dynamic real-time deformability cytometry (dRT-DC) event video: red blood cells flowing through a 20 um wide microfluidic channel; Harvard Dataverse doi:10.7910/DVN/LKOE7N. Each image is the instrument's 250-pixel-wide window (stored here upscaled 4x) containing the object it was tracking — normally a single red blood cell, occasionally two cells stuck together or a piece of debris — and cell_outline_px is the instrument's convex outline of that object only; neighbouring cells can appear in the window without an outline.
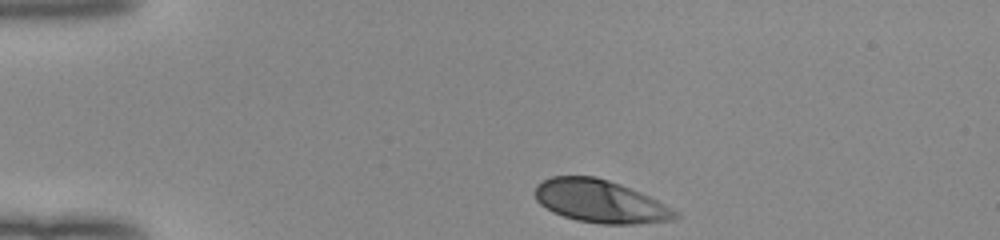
{"species": "human", "species_latin": "Homo sapiens", "temperature_condition": "room temperature", "stored_images_in_passage": 34, "camera_frame_rate_fps": 3000, "um_per_image_px": 0.085, "donor": {"sex": "female"}, "frame": {"image": 1, "passage_image": 1, "time_ms": 0.0, "image_size_px": [1000, 240], "cell_outline_px": [[680, 216], [676, 220], [636, 224], [604, 224], [576, 220], [552, 212], [540, 204], [536, 200], [536, 184], [552, 176], [596, 176], [620, 184], [640, 192], [664, 204], [676, 212]], "centroid_in_image_um": [51.01, 17.12], "position_along_channel_um": 34.0, "area_um2": 34.8}}
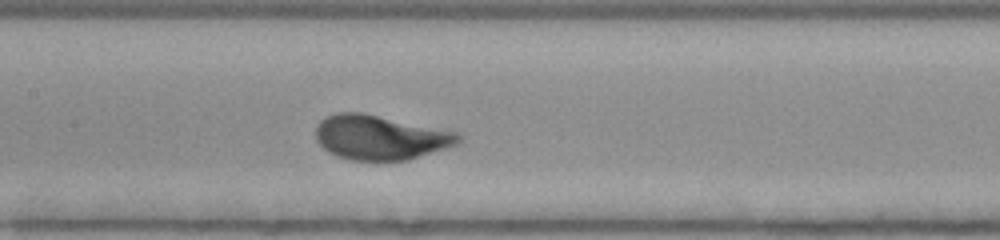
{"frame": {"image": 2, "passage_image": 16, "time_ms": 5.0, "image_size_px": [1000, 240], "cell_outline_px": [[464, 136], [456, 144], [408, 160], [348, 160], [336, 156], [328, 152], [316, 140], [316, 124], [324, 116], [336, 112], [360, 112], [460, 132]], "centroid_in_image_um": [32.29, 11.67], "position_along_channel_um": 175.1, "area_um2": 37.17}}
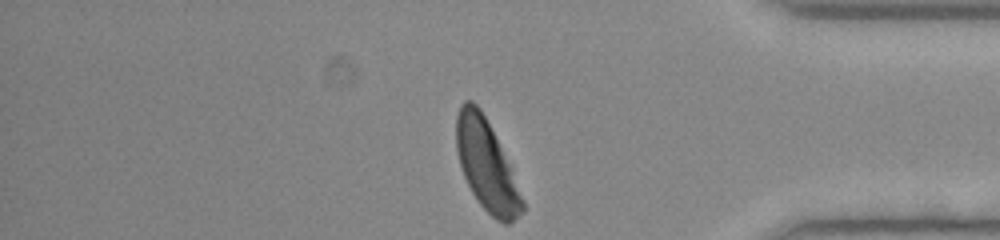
{"frame": {"image": 3, "passage_image": 34, "time_ms": 11.0, "image_size_px": [1000, 240], "cell_outline_px": [[524, 212], [508, 224], [504, 224], [496, 220], [480, 204], [472, 192], [464, 176], [460, 164], [456, 148], [456, 116], [460, 104], [464, 100], [472, 100], [480, 108], [508, 164], [524, 200]], "centroid_in_image_um": [41.33, 14.06], "position_along_channel_um": 393.9, "area_um2": 34.04}, "authors_computed_cell_mechanics": {"area_um2": 35.3447, "velocity_mm_per_s": 3.987, "shape_relaxation_time_tau1_ms": 2.4993, "shape_relaxation_time_tau2_ms": null, "deformation_change_tau1": 0.1813, "deformation_change_tau2": null}}